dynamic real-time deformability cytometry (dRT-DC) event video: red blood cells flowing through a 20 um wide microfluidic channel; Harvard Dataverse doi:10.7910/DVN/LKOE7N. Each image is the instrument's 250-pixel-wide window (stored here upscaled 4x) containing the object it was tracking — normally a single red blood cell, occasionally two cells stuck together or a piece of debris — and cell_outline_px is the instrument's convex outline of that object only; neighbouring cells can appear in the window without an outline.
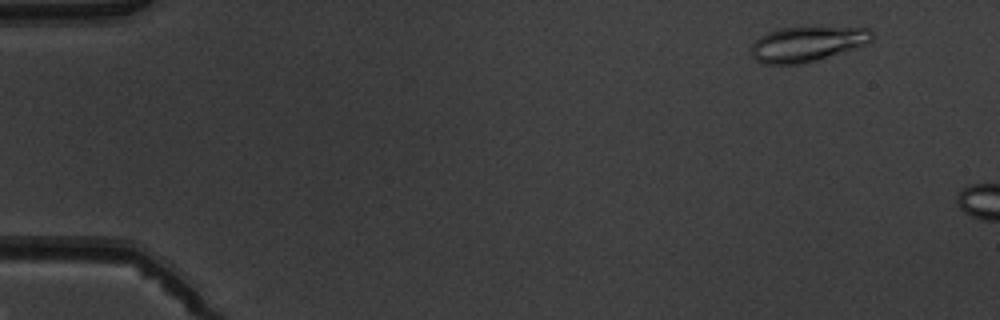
{"species": "common noctule bat (a hibernating species)", "species_latin": "Nyctalus noctula", "temperature_condition": "warm", "stored_images_in_passage": 3, "camera_frame_rate_fps": 3000, "um_per_image_px": 0.085, "animal": {"sex": "male", "body_mass_g": 19.5, "forearm_length_mm": 54.6}, "frame": {"image": 1, "passage_image": 2, "time_ms": 1.0, "image_size_px": [1000, 320], "cell_outline_px": [[876, 32], [872, 40], [864, 44], [816, 60], [800, 64], [764, 64], [756, 60], [752, 56], [752, 44], [760, 36], [768, 32], [780, 28], [804, 24], [868, 28]], "centroid_in_image_um": [68.63, 3.67], "position_along_channel_um": 16.4, "area_um2": 25.43}}